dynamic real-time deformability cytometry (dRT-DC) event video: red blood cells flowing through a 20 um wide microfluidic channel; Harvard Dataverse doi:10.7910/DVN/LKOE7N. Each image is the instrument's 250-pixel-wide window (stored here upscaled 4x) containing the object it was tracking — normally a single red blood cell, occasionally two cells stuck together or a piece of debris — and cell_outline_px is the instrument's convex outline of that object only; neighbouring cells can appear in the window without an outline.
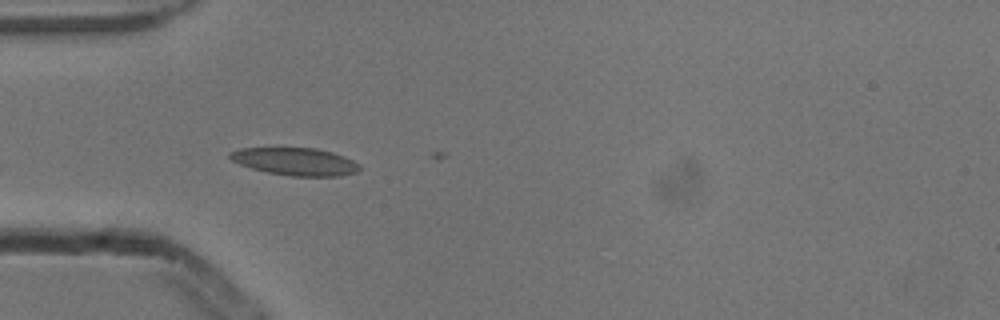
{"species": "common noctule bat (a hibernating species)", "species_latin": "Nyctalus noctula", "temperature_condition": "cold", "stored_images_in_passage": 2, "camera_frame_rate_fps": 3000, "um_per_image_px": 0.085, "animal": {"sex": "male", "body_mass_g": 13.3}, "frame": {"image": 1, "passage_image": 1, "time_ms": 0.0, "image_size_px": [1000, 320], "cell_outline_px": [[360, 168], [356, 172], [340, 176], [292, 176], [268, 172], [252, 168], [240, 164], [232, 160], [228, 156], [228, 152], [240, 148], [316, 148], [332, 152], [344, 156], [360, 164]], "centroid_in_image_um": [25.1, 13.72], "position_along_channel_um": 59.9, "area_um2": 20.75}}